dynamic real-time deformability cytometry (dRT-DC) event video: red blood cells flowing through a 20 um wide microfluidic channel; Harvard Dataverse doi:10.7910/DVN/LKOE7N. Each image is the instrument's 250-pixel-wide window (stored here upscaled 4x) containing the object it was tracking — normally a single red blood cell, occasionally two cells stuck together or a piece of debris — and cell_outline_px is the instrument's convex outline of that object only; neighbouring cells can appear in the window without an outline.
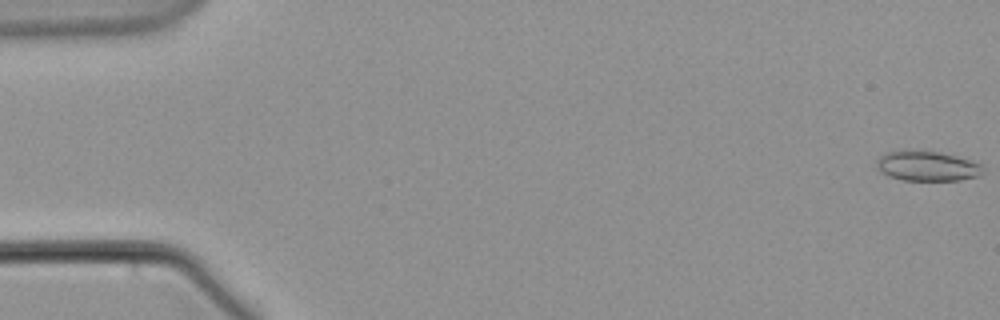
{"species": "common noctule bat (a hibernating species)", "species_latin": "Nyctalus noctula", "temperature_condition": "warm", "stored_images_in_passage": 56, "camera_frame_rate_fps": 3000, "um_per_image_px": 0.085, "animal": {"sex": "male", "body_mass_g": 21.5, "forearm_length_mm": 52.0}, "frame": {"image": 1, "passage_image": 1, "time_ms": 0.0, "image_size_px": [1000, 320], "cell_outline_px": [[984, 168], [980, 176], [960, 180], [900, 180], [888, 176], [880, 172], [876, 168], [876, 160], [884, 152], [904, 148], [908, 148], [940, 152], [956, 156], [980, 164]], "centroid_in_image_um": [78.72, 14.08], "position_along_channel_um": 6.3, "area_um2": 19.13}}
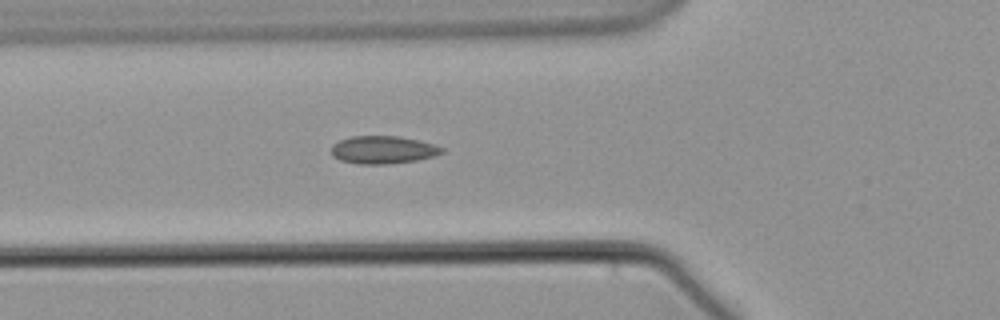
{"frame": {"image": 2, "passage_image": 22, "time_ms": 7.0, "image_size_px": [1000, 320], "cell_outline_px": [[444, 152], [436, 156], [416, 160], [388, 164], [356, 164], [340, 160], [332, 156], [332, 144], [340, 140], [352, 136], [400, 136], [432, 144], [444, 148]], "centroid_in_image_um": [32.54, 12.74], "position_along_channel_um": 93.3, "area_um2": 17.92}}
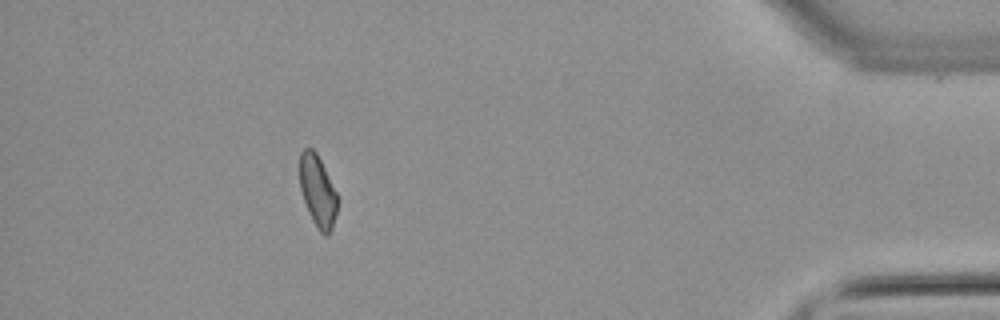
{"frame": {"image": 3, "passage_image": 53, "time_ms": 17.333, "image_size_px": [1000, 320], "cell_outline_px": [[336, 212], [332, 228], [328, 236], [324, 236], [316, 228], [308, 212], [300, 188], [300, 152], [304, 148], [312, 148], [316, 152], [336, 192]], "centroid_in_image_um": [26.98, 16.27], "position_along_channel_um": 408.2, "area_um2": 15.49}}